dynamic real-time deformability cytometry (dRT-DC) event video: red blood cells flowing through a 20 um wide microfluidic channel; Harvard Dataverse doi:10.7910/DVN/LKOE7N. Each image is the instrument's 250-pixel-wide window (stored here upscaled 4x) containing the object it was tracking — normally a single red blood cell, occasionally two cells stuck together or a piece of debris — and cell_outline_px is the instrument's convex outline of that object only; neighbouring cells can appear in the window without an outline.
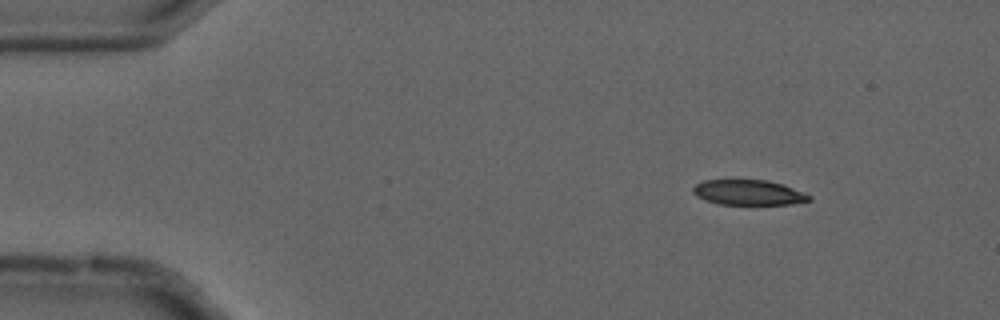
{"species": "common noctule bat (a hibernating species)", "species_latin": "Nyctalus noctula", "temperature_condition": "cold", "stored_images_in_passage": 55, "camera_frame_rate_fps": 3000, "um_per_image_px": 0.085, "animal": {"sex": "male", "forearm_length_mm": 52.5}, "frame": {"image": 1, "passage_image": 7, "time_ms": 2.0, "image_size_px": [1000, 320], "cell_outline_px": [[812, 200], [792, 204], [720, 204], [704, 200], [696, 196], [692, 192], [692, 188], [696, 184], [704, 180], [768, 180], [804, 192], [812, 196]], "centroid_in_image_um": [63.61, 16.36], "position_along_channel_um": 21.4, "area_um2": 16.99}}
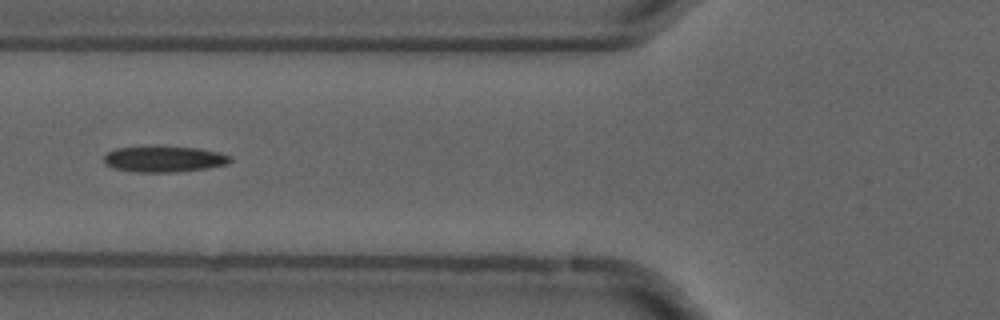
{"frame": {"image": 2, "passage_image": 21, "time_ms": 6.667, "image_size_px": [1000, 320], "cell_outline_px": [[232, 160], [228, 164], [208, 168], [180, 172], [140, 172], [112, 168], [104, 164], [104, 156], [108, 152], [116, 148], [156, 144], [196, 148], [220, 152], [232, 156]], "centroid_in_image_um": [13.95, 13.49], "position_along_channel_um": 111.8, "area_um2": 19.88}}
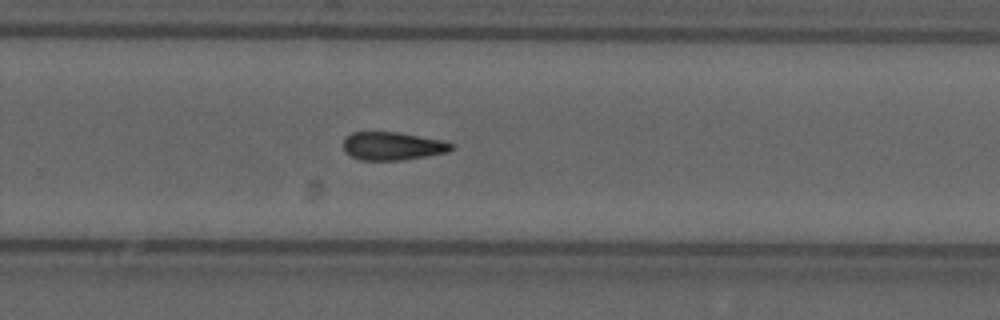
{"frame": {"image": 3, "passage_image": 36, "time_ms": 11.667, "image_size_px": [1000, 320], "cell_outline_px": [[456, 148], [448, 152], [400, 160], [360, 160], [344, 152], [344, 136], [352, 132], [396, 132], [444, 140], [456, 144]], "centroid_in_image_um": [33.39, 12.4], "position_along_channel_um": 296.4, "area_um2": 17.86}}